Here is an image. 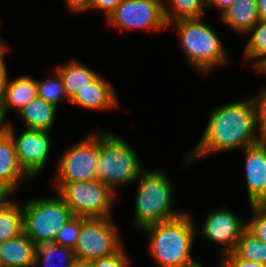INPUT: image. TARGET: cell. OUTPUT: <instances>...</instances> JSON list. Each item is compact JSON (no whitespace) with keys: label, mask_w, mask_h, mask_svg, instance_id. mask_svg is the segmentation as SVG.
Returning <instances> with one entry per match:
<instances>
[{"label":"cell","mask_w":266,"mask_h":267,"mask_svg":"<svg viewBox=\"0 0 266 267\" xmlns=\"http://www.w3.org/2000/svg\"><path fill=\"white\" fill-rule=\"evenodd\" d=\"M203 135L186 156L184 165L215 153H226L256 145L264 138L257 124V110L251 97L214 108Z\"/></svg>","instance_id":"1"},{"label":"cell","mask_w":266,"mask_h":267,"mask_svg":"<svg viewBox=\"0 0 266 267\" xmlns=\"http://www.w3.org/2000/svg\"><path fill=\"white\" fill-rule=\"evenodd\" d=\"M191 211L143 228L148 251L158 267H184L193 261L192 249L197 222Z\"/></svg>","instance_id":"2"},{"label":"cell","mask_w":266,"mask_h":267,"mask_svg":"<svg viewBox=\"0 0 266 267\" xmlns=\"http://www.w3.org/2000/svg\"><path fill=\"white\" fill-rule=\"evenodd\" d=\"M204 18L179 20L169 23L168 28L175 26L185 62L196 72L208 75L218 66L230 63V60L221 37L216 29L204 22Z\"/></svg>","instance_id":"3"},{"label":"cell","mask_w":266,"mask_h":267,"mask_svg":"<svg viewBox=\"0 0 266 267\" xmlns=\"http://www.w3.org/2000/svg\"><path fill=\"white\" fill-rule=\"evenodd\" d=\"M135 183L137 189L132 227L141 231L185 212L174 209L173 182L164 170H144Z\"/></svg>","instance_id":"4"},{"label":"cell","mask_w":266,"mask_h":267,"mask_svg":"<svg viewBox=\"0 0 266 267\" xmlns=\"http://www.w3.org/2000/svg\"><path fill=\"white\" fill-rule=\"evenodd\" d=\"M96 179L117 194L120 186L135 184L144 171L142 161L134 148L116 133H99V159Z\"/></svg>","instance_id":"5"},{"label":"cell","mask_w":266,"mask_h":267,"mask_svg":"<svg viewBox=\"0 0 266 267\" xmlns=\"http://www.w3.org/2000/svg\"><path fill=\"white\" fill-rule=\"evenodd\" d=\"M73 217L65 200L54 197H36L23 203V233L36 245L54 242L57 233Z\"/></svg>","instance_id":"6"},{"label":"cell","mask_w":266,"mask_h":267,"mask_svg":"<svg viewBox=\"0 0 266 267\" xmlns=\"http://www.w3.org/2000/svg\"><path fill=\"white\" fill-rule=\"evenodd\" d=\"M58 193L71 209L73 216L105 218L112 217L113 202L116 196L100 180L54 183Z\"/></svg>","instance_id":"7"},{"label":"cell","mask_w":266,"mask_h":267,"mask_svg":"<svg viewBox=\"0 0 266 267\" xmlns=\"http://www.w3.org/2000/svg\"><path fill=\"white\" fill-rule=\"evenodd\" d=\"M122 232L112 217H81V227L74 248L75 257L93 261L118 253L123 247Z\"/></svg>","instance_id":"8"},{"label":"cell","mask_w":266,"mask_h":267,"mask_svg":"<svg viewBox=\"0 0 266 267\" xmlns=\"http://www.w3.org/2000/svg\"><path fill=\"white\" fill-rule=\"evenodd\" d=\"M58 158L54 183H71L96 179L99 159V133H92L71 144Z\"/></svg>","instance_id":"9"},{"label":"cell","mask_w":266,"mask_h":267,"mask_svg":"<svg viewBox=\"0 0 266 267\" xmlns=\"http://www.w3.org/2000/svg\"><path fill=\"white\" fill-rule=\"evenodd\" d=\"M107 25L124 32L168 30L162 0H123L106 20Z\"/></svg>","instance_id":"10"},{"label":"cell","mask_w":266,"mask_h":267,"mask_svg":"<svg viewBox=\"0 0 266 267\" xmlns=\"http://www.w3.org/2000/svg\"><path fill=\"white\" fill-rule=\"evenodd\" d=\"M6 131L11 135L19 164L23 171L32 179L44 171L50 157L53 141L51 132L24 129L17 134L10 120L7 122ZM19 135V136H17Z\"/></svg>","instance_id":"11"},{"label":"cell","mask_w":266,"mask_h":267,"mask_svg":"<svg viewBox=\"0 0 266 267\" xmlns=\"http://www.w3.org/2000/svg\"><path fill=\"white\" fill-rule=\"evenodd\" d=\"M213 210L205 214L206 218L202 223L200 233L204 239L219 245L221 257L235 250L238 239L247 228V222L228 206L224 205Z\"/></svg>","instance_id":"12"},{"label":"cell","mask_w":266,"mask_h":267,"mask_svg":"<svg viewBox=\"0 0 266 267\" xmlns=\"http://www.w3.org/2000/svg\"><path fill=\"white\" fill-rule=\"evenodd\" d=\"M241 151L249 205H266V138Z\"/></svg>","instance_id":"13"},{"label":"cell","mask_w":266,"mask_h":267,"mask_svg":"<svg viewBox=\"0 0 266 267\" xmlns=\"http://www.w3.org/2000/svg\"><path fill=\"white\" fill-rule=\"evenodd\" d=\"M113 84L109 83L100 74L86 87L80 90L69 101L82 109L94 111H109L120 105Z\"/></svg>","instance_id":"14"},{"label":"cell","mask_w":266,"mask_h":267,"mask_svg":"<svg viewBox=\"0 0 266 267\" xmlns=\"http://www.w3.org/2000/svg\"><path fill=\"white\" fill-rule=\"evenodd\" d=\"M28 179L30 177L19 164L12 137L5 130L0 134V188L12 196L21 183Z\"/></svg>","instance_id":"15"},{"label":"cell","mask_w":266,"mask_h":267,"mask_svg":"<svg viewBox=\"0 0 266 267\" xmlns=\"http://www.w3.org/2000/svg\"><path fill=\"white\" fill-rule=\"evenodd\" d=\"M37 96V79L27 75L18 76L14 80L9 78L3 101L0 103L3 117L8 121L10 112L17 113Z\"/></svg>","instance_id":"16"},{"label":"cell","mask_w":266,"mask_h":267,"mask_svg":"<svg viewBox=\"0 0 266 267\" xmlns=\"http://www.w3.org/2000/svg\"><path fill=\"white\" fill-rule=\"evenodd\" d=\"M37 245L24 233L0 242V265L34 267Z\"/></svg>","instance_id":"17"},{"label":"cell","mask_w":266,"mask_h":267,"mask_svg":"<svg viewBox=\"0 0 266 267\" xmlns=\"http://www.w3.org/2000/svg\"><path fill=\"white\" fill-rule=\"evenodd\" d=\"M57 109L55 105L37 96L16 114L22 120L25 129L52 132Z\"/></svg>","instance_id":"18"},{"label":"cell","mask_w":266,"mask_h":267,"mask_svg":"<svg viewBox=\"0 0 266 267\" xmlns=\"http://www.w3.org/2000/svg\"><path fill=\"white\" fill-rule=\"evenodd\" d=\"M218 17L223 25L225 24L232 31L245 36L260 20L256 9V0H235Z\"/></svg>","instance_id":"19"},{"label":"cell","mask_w":266,"mask_h":267,"mask_svg":"<svg viewBox=\"0 0 266 267\" xmlns=\"http://www.w3.org/2000/svg\"><path fill=\"white\" fill-rule=\"evenodd\" d=\"M55 70L63 80L64 91L69 101L100 74L76 59L58 66Z\"/></svg>","instance_id":"20"},{"label":"cell","mask_w":266,"mask_h":267,"mask_svg":"<svg viewBox=\"0 0 266 267\" xmlns=\"http://www.w3.org/2000/svg\"><path fill=\"white\" fill-rule=\"evenodd\" d=\"M9 197L0 203V242L23 233V204Z\"/></svg>","instance_id":"21"},{"label":"cell","mask_w":266,"mask_h":267,"mask_svg":"<svg viewBox=\"0 0 266 267\" xmlns=\"http://www.w3.org/2000/svg\"><path fill=\"white\" fill-rule=\"evenodd\" d=\"M75 259L74 250L70 248L54 242L41 243L36 247L34 267H71Z\"/></svg>","instance_id":"22"},{"label":"cell","mask_w":266,"mask_h":267,"mask_svg":"<svg viewBox=\"0 0 266 267\" xmlns=\"http://www.w3.org/2000/svg\"><path fill=\"white\" fill-rule=\"evenodd\" d=\"M246 35L249 38L242 56L248 61L245 64L256 70L266 63V20H259Z\"/></svg>","instance_id":"23"},{"label":"cell","mask_w":266,"mask_h":267,"mask_svg":"<svg viewBox=\"0 0 266 267\" xmlns=\"http://www.w3.org/2000/svg\"><path fill=\"white\" fill-rule=\"evenodd\" d=\"M162 6L167 25L183 19L200 18L206 13V0H162Z\"/></svg>","instance_id":"24"},{"label":"cell","mask_w":266,"mask_h":267,"mask_svg":"<svg viewBox=\"0 0 266 267\" xmlns=\"http://www.w3.org/2000/svg\"><path fill=\"white\" fill-rule=\"evenodd\" d=\"M233 253L241 259L266 265V243L256 238L247 229L238 239Z\"/></svg>","instance_id":"25"},{"label":"cell","mask_w":266,"mask_h":267,"mask_svg":"<svg viewBox=\"0 0 266 267\" xmlns=\"http://www.w3.org/2000/svg\"><path fill=\"white\" fill-rule=\"evenodd\" d=\"M37 94L38 97L56 107H59L63 100L69 103L64 91L63 80L56 70L52 72L51 77L49 76L45 80L37 79Z\"/></svg>","instance_id":"26"},{"label":"cell","mask_w":266,"mask_h":267,"mask_svg":"<svg viewBox=\"0 0 266 267\" xmlns=\"http://www.w3.org/2000/svg\"><path fill=\"white\" fill-rule=\"evenodd\" d=\"M81 227V217L73 216L57 233L54 243L74 250Z\"/></svg>","instance_id":"27"},{"label":"cell","mask_w":266,"mask_h":267,"mask_svg":"<svg viewBox=\"0 0 266 267\" xmlns=\"http://www.w3.org/2000/svg\"><path fill=\"white\" fill-rule=\"evenodd\" d=\"M251 217L247 222V230L256 238L266 243V205H250Z\"/></svg>","instance_id":"28"},{"label":"cell","mask_w":266,"mask_h":267,"mask_svg":"<svg viewBox=\"0 0 266 267\" xmlns=\"http://www.w3.org/2000/svg\"><path fill=\"white\" fill-rule=\"evenodd\" d=\"M252 98L257 110V124L260 134L266 138V85Z\"/></svg>","instance_id":"29"},{"label":"cell","mask_w":266,"mask_h":267,"mask_svg":"<svg viewBox=\"0 0 266 267\" xmlns=\"http://www.w3.org/2000/svg\"><path fill=\"white\" fill-rule=\"evenodd\" d=\"M124 247L115 255L91 261V267H130V258Z\"/></svg>","instance_id":"30"},{"label":"cell","mask_w":266,"mask_h":267,"mask_svg":"<svg viewBox=\"0 0 266 267\" xmlns=\"http://www.w3.org/2000/svg\"><path fill=\"white\" fill-rule=\"evenodd\" d=\"M219 261L224 267H266V265L258 262L241 259L233 252L222 255Z\"/></svg>","instance_id":"31"},{"label":"cell","mask_w":266,"mask_h":267,"mask_svg":"<svg viewBox=\"0 0 266 267\" xmlns=\"http://www.w3.org/2000/svg\"><path fill=\"white\" fill-rule=\"evenodd\" d=\"M8 46L9 45L6 44L0 48V103L3 101L7 82L10 77L5 62L6 54L9 53L10 50Z\"/></svg>","instance_id":"32"},{"label":"cell","mask_w":266,"mask_h":267,"mask_svg":"<svg viewBox=\"0 0 266 267\" xmlns=\"http://www.w3.org/2000/svg\"><path fill=\"white\" fill-rule=\"evenodd\" d=\"M122 1L123 0H92L90 11L97 10L103 12L105 14V20H107Z\"/></svg>","instance_id":"33"},{"label":"cell","mask_w":266,"mask_h":267,"mask_svg":"<svg viewBox=\"0 0 266 267\" xmlns=\"http://www.w3.org/2000/svg\"><path fill=\"white\" fill-rule=\"evenodd\" d=\"M67 3V8L69 9L68 11L75 13H82L87 12L91 8L92 0H65Z\"/></svg>","instance_id":"34"},{"label":"cell","mask_w":266,"mask_h":267,"mask_svg":"<svg viewBox=\"0 0 266 267\" xmlns=\"http://www.w3.org/2000/svg\"><path fill=\"white\" fill-rule=\"evenodd\" d=\"M235 0H206V7L211 10V6L216 8L221 15Z\"/></svg>","instance_id":"35"},{"label":"cell","mask_w":266,"mask_h":267,"mask_svg":"<svg viewBox=\"0 0 266 267\" xmlns=\"http://www.w3.org/2000/svg\"><path fill=\"white\" fill-rule=\"evenodd\" d=\"M256 9L260 20H266V0H256Z\"/></svg>","instance_id":"36"},{"label":"cell","mask_w":266,"mask_h":267,"mask_svg":"<svg viewBox=\"0 0 266 267\" xmlns=\"http://www.w3.org/2000/svg\"><path fill=\"white\" fill-rule=\"evenodd\" d=\"M71 267H91V261L76 258Z\"/></svg>","instance_id":"37"},{"label":"cell","mask_w":266,"mask_h":267,"mask_svg":"<svg viewBox=\"0 0 266 267\" xmlns=\"http://www.w3.org/2000/svg\"><path fill=\"white\" fill-rule=\"evenodd\" d=\"M7 122L8 121L3 117V113L0 107V134H2L6 130Z\"/></svg>","instance_id":"38"},{"label":"cell","mask_w":266,"mask_h":267,"mask_svg":"<svg viewBox=\"0 0 266 267\" xmlns=\"http://www.w3.org/2000/svg\"><path fill=\"white\" fill-rule=\"evenodd\" d=\"M184 267H204V265L202 264V262H200L199 260H195L192 263L184 266Z\"/></svg>","instance_id":"39"},{"label":"cell","mask_w":266,"mask_h":267,"mask_svg":"<svg viewBox=\"0 0 266 267\" xmlns=\"http://www.w3.org/2000/svg\"><path fill=\"white\" fill-rule=\"evenodd\" d=\"M255 72L256 74L259 73L266 76V63H264L259 69H256Z\"/></svg>","instance_id":"40"},{"label":"cell","mask_w":266,"mask_h":267,"mask_svg":"<svg viewBox=\"0 0 266 267\" xmlns=\"http://www.w3.org/2000/svg\"><path fill=\"white\" fill-rule=\"evenodd\" d=\"M8 196V194L0 188V203Z\"/></svg>","instance_id":"41"},{"label":"cell","mask_w":266,"mask_h":267,"mask_svg":"<svg viewBox=\"0 0 266 267\" xmlns=\"http://www.w3.org/2000/svg\"><path fill=\"white\" fill-rule=\"evenodd\" d=\"M3 45H6V43H5V41H4V39L2 38H0V48L3 46Z\"/></svg>","instance_id":"42"}]
</instances>
